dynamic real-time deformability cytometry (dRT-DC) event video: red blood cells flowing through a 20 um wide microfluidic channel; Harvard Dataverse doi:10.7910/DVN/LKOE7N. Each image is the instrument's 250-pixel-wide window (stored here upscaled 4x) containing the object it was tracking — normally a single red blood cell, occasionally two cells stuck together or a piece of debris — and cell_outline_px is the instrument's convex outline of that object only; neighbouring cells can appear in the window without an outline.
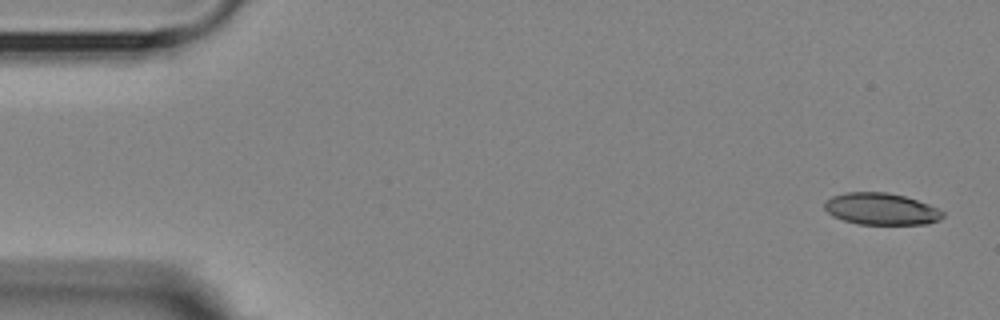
{"species": "Egyptian fruit bat (a non-hibernating species)", "species_latin": "Rousettus aegyptiacus", "temperature_condition": "room temperature", "stored_images_in_passage": 6, "segment_of_instrument_passage": [1, 2], "camera_frame_rate_fps": 3000, "um_per_image_px": 0.085, "animal": {"sex": "female"}, "frame": {"image": 1, "passage_image": 1, "time_ms": 0.0, "image_size_px": [1000, 320], "cell_outline_px": [[944, 216], [940, 220], [928, 224], [860, 224], [844, 220], [832, 216], [824, 208], [824, 204], [832, 196], [844, 192], [888, 192], [904, 196], [928, 204], [944, 212]], "centroid_in_image_um": [74.9, 17.76], "position_along_channel_um": 10.1, "area_um2": 21.85}}
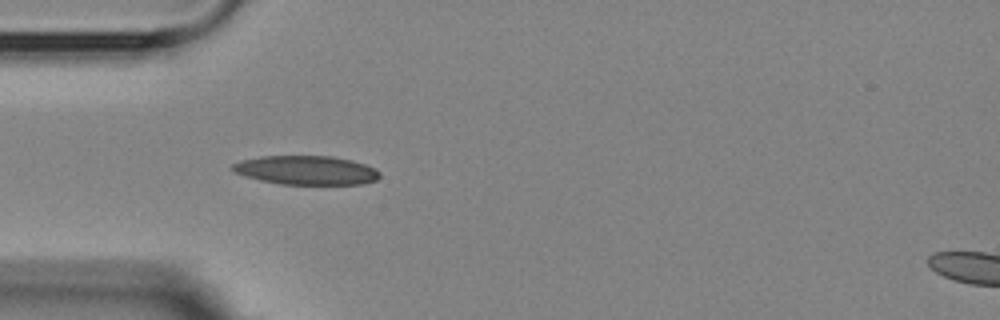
{"frame": {"image": 2, "passage_image": 5, "time_ms": 4.667, "image_size_px": [1000, 320], "cell_outline_px": [[380, 176], [376, 180], [364, 184], [280, 184], [260, 180], [244, 176], [232, 172], [228, 168], [232, 164], [240, 160], [260, 156], [332, 156], [352, 160], [376, 168], [380, 172]], "centroid_in_image_um": [25.99, 14.46], "position_along_channel_um": 59.0, "area_um2": 25.14}}